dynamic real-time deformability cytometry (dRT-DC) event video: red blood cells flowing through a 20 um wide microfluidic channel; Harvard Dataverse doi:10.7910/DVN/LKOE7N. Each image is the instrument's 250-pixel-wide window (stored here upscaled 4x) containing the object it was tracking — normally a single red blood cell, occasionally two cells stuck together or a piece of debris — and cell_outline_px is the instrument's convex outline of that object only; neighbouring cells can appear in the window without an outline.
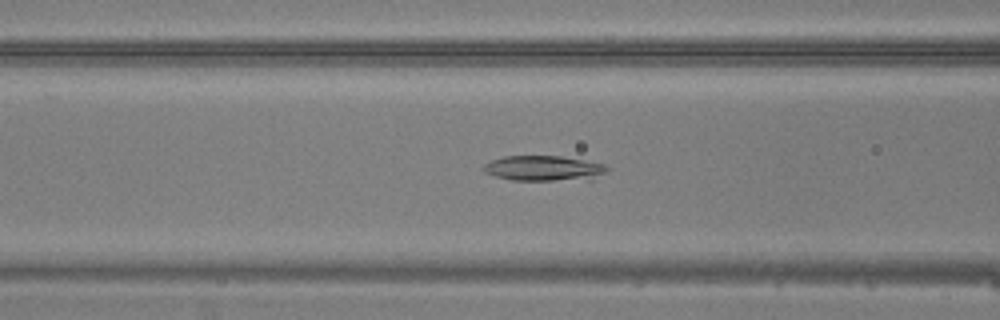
{"species": "common noctule bat (a hibernating species)", "species_latin": "Nyctalus noctula", "temperature_condition": "warm", "stored_images_in_passage": 39, "camera_frame_rate_fps": 3000, "um_per_image_px": 0.085, "animal": {"sex": "male", "body_mass_g": 20.5, "forearm_length_mm": 52.5}, "frame": {"image": 1, "passage_image": 20, "time_ms": 6.333, "image_size_px": [1000, 320], "cell_outline_px": [[612, 168], [592, 180], [512, 180], [496, 176], [484, 172], [480, 168], [484, 164], [492, 160], [504, 156], [560, 156], [584, 160], [604, 164]], "centroid_in_image_um": [46.25, 14.31], "position_along_channel_um": 120.4, "area_um2": 18.38}}
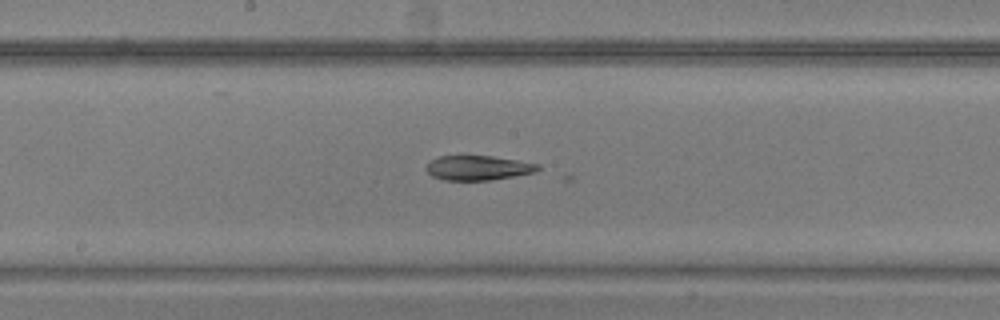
{"frame": {"image": 2, "passage_image": 26, "time_ms": 8.333, "image_size_px": [1000, 320], "cell_outline_px": [[540, 168], [536, 172], [492, 180], [444, 180], [432, 176], [424, 168], [432, 160], [440, 156], [492, 156], [540, 164]], "centroid_in_image_um": [40.65, 14.27], "position_along_channel_um": 207.6, "area_um2": 15.95}}
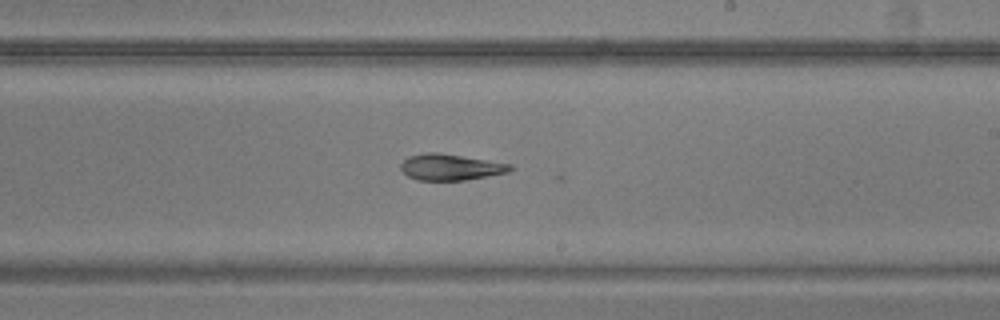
{"frame": {"image": 3, "passage_image": 29, "time_ms": 9.333, "image_size_px": [1000, 320], "cell_outline_px": [[516, 168], [508, 172], [488, 176], [464, 180], [416, 180], [408, 176], [400, 168], [400, 164], [408, 156], [424, 152], [436, 152], [512, 164]], "centroid_in_image_um": [38.29, 14.2], "position_along_channel_um": 250.7, "area_um2": 16.7}}